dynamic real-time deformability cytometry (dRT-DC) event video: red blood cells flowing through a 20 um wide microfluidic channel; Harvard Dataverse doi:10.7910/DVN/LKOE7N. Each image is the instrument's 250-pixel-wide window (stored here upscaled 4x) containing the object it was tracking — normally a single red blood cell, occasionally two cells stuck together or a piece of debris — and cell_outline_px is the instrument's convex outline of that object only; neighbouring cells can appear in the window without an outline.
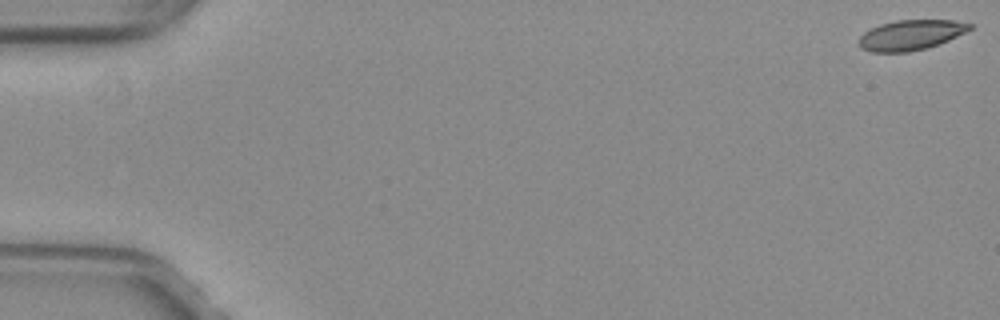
{"species": "common noctule bat (a hibernating species)", "species_latin": "Nyctalus noctula", "temperature_condition": "warm", "stored_images_in_passage": 8, "camera_frame_rate_fps": 3000, "um_per_image_px": 0.085, "animal": {"sex": "female", "body_mass_g": 29.2, "forearm_length_mm": 56.3}, "frame": {"image": 1, "passage_image": 1, "time_ms": 0.0, "image_size_px": [1000, 320], "cell_outline_px": [[972, 28], [948, 40], [928, 48], [908, 52], [872, 52], [860, 48], [856, 40], [864, 32], [880, 24], [896, 20], [952, 20], [972, 24]], "centroid_in_image_um": [77.36, 2.98], "position_along_channel_um": 7.6, "area_um2": 19.48}}